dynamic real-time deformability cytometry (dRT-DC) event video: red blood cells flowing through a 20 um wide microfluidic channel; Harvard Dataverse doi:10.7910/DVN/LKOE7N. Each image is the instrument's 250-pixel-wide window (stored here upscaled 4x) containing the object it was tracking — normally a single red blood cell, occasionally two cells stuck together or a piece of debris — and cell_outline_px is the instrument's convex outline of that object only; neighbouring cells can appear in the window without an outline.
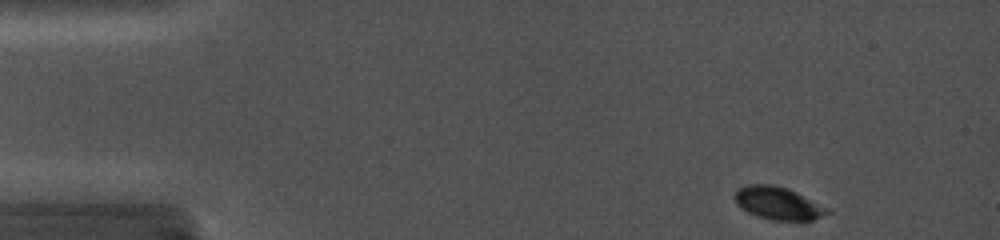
{"species": "common noctule bat (a hibernating species)", "species_latin": "Nyctalus noctula", "temperature_condition": "cold", "stored_images_in_passage": 20, "camera_frame_rate_fps": 5000, "um_per_image_px": 0.085, "animal": {"sex": "female", "body_mass_g": 19.0, "forearm_length_mm": 56.7}, "frame": {"image": 1, "passage_image": 1, "time_ms": 0.0, "image_size_px": [1000, 240], "cell_outline_px": [[832, 212], [804, 224], [800, 224], [772, 220], [756, 216], [740, 208], [736, 204], [732, 196], [736, 188], [748, 184], [772, 184], [788, 188], [828, 208]], "centroid_in_image_um": [66.13, 17.32], "position_along_channel_um": 18.9, "area_um2": 18.55}}
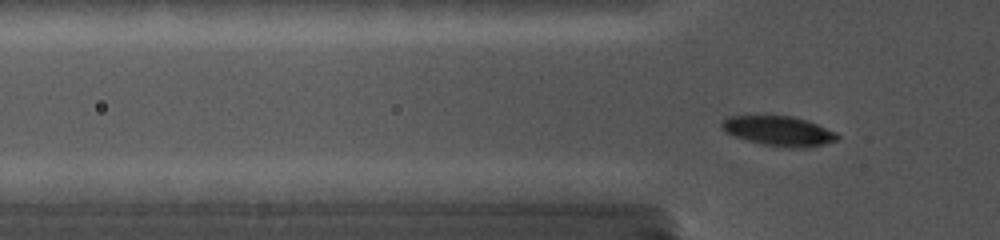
{"frame": {"image": 2, "passage_image": 14, "time_ms": 3.6, "image_size_px": [1000, 240], "cell_outline_px": [[840, 136], [836, 140], [824, 144], [792, 148], [788, 148], [764, 144], [748, 140], [724, 132], [720, 124], [728, 116], [792, 116], [808, 120], [836, 132]], "centroid_in_image_um": [66.2, 11.12], "position_along_channel_um": 59.6, "area_um2": 19.77}}
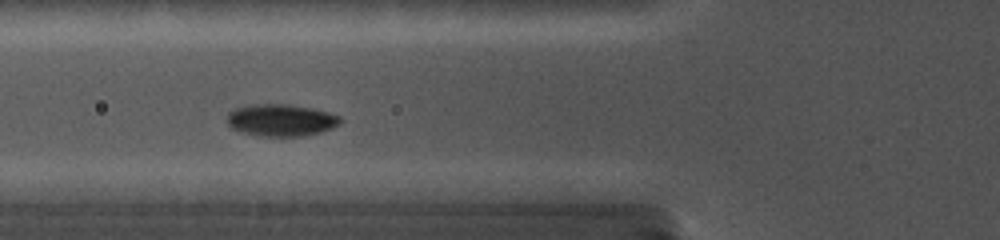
{"frame": {"image": 3, "passage_image": 18, "time_ms": 4.8, "image_size_px": [1000, 240], "cell_outline_px": [[344, 120], [340, 124], [332, 128], [320, 132], [304, 136], [260, 136], [240, 132], [232, 128], [228, 124], [228, 112], [232, 108], [252, 104], [288, 104], [312, 108], [328, 112], [340, 116]], "centroid_in_image_um": [23.89, 10.21], "position_along_channel_um": 101.9, "area_um2": 21.39}}